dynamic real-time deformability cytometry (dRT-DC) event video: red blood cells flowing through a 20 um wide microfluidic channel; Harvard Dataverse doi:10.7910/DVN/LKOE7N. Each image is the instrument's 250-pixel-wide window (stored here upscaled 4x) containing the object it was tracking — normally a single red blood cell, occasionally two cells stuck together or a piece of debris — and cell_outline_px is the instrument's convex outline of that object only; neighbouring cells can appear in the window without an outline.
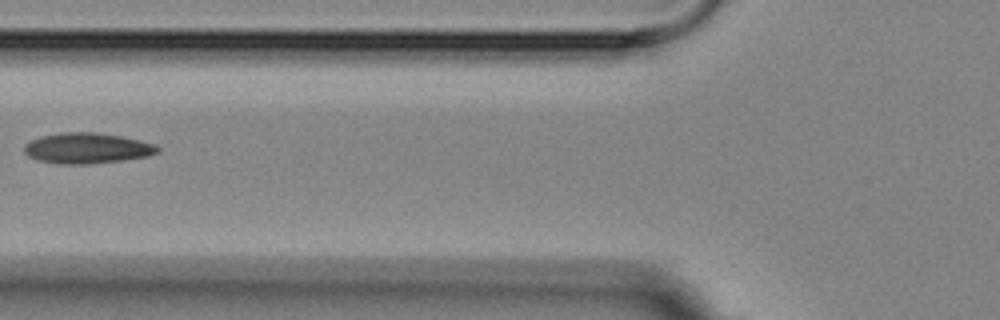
{"species": "Egyptian fruit bat (a non-hibernating species)", "species_latin": "Rousettus aegyptiacus", "temperature_condition": "room temperature", "stored_images_in_passage": 5, "camera_frame_rate_fps": 3000, "um_per_image_px": 0.085, "animal": {"sex": "female"}, "frame": {"image": 1, "passage_image": 5, "time_ms": 4.667, "image_size_px": [1000, 320], "cell_outline_px": [[160, 152], [148, 156], [124, 160], [88, 164], [56, 164], [36, 160], [28, 156], [24, 152], [24, 144], [40, 136], [60, 132], [96, 132], [120, 136], [152, 144], [160, 148]], "centroid_in_image_um": [7.35, 12.6], "position_along_channel_um": 118.5, "area_um2": 23.87}}